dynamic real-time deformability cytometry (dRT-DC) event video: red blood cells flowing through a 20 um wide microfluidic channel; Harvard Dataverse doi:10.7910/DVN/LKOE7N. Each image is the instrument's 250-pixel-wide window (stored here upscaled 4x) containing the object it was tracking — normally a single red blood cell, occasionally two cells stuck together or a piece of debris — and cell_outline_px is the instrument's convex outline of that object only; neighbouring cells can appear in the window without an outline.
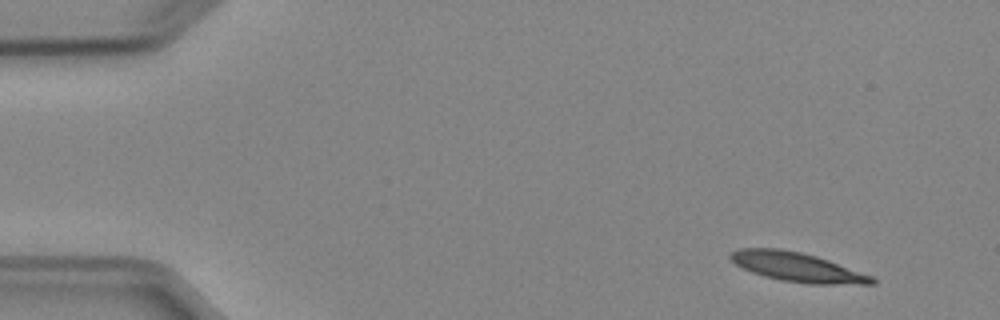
{"species": "Egyptian fruit bat (a non-hibernating species)", "species_latin": "Rousettus aegyptiacus", "temperature_condition": "cold", "stored_images_in_passage": 50, "camera_frame_rate_fps": 3000, "um_per_image_px": 0.085, "animal": {"sex": "female"}, "frame": {"image": 1, "passage_image": 1, "time_ms": 0.0, "image_size_px": [1000, 320], "cell_outline_px": [[876, 284], [808, 284], [780, 280], [764, 276], [752, 272], [736, 264], [728, 256], [736, 248], [780, 248], [800, 252], [816, 256], [828, 260], [872, 276], [876, 280]], "centroid_in_image_um": [67.75, 22.7], "position_along_channel_um": 17.3, "area_um2": 23.99}}
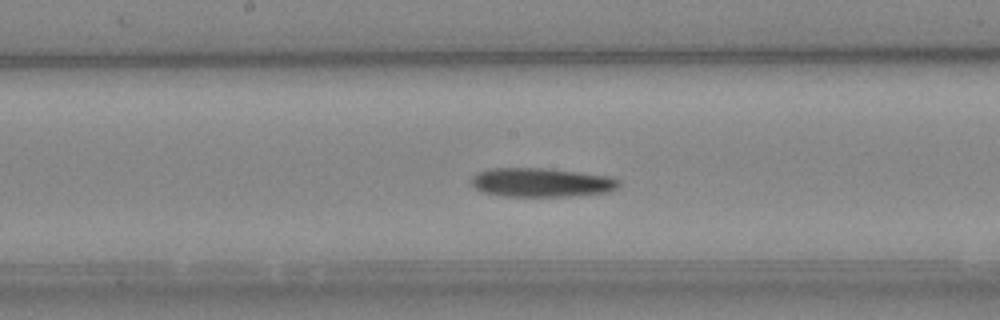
{"frame": {"image": 2, "passage_image": 24, "time_ms": 7.667, "image_size_px": [1000, 320], "cell_outline_px": [[620, 184], [616, 188], [608, 192], [568, 196], [504, 196], [484, 192], [476, 188], [472, 184], [472, 176], [476, 172], [488, 168], [548, 168], [608, 176], [620, 180]], "centroid_in_image_um": [46.0, 15.5], "position_along_channel_um": 202.2, "area_um2": 24.85}}
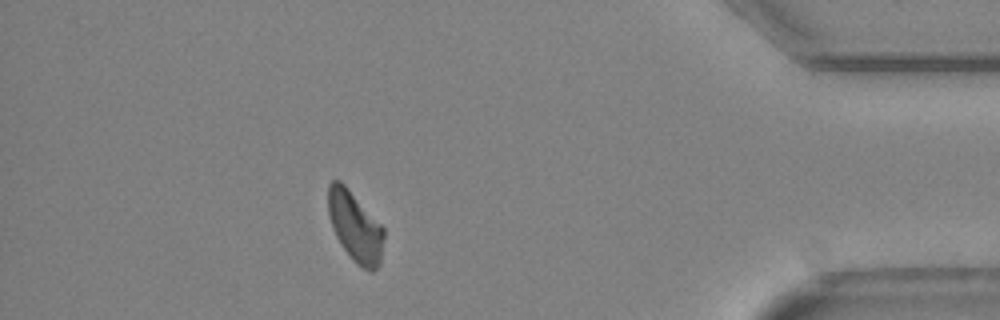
{"frame": {"image": 3, "passage_image": 43, "time_ms": 14.0, "image_size_px": [1000, 320], "cell_outline_px": [[384, 236], [380, 264], [372, 272], [364, 268], [352, 260], [336, 236], [328, 216], [328, 184], [332, 180], [340, 180], [344, 184], [384, 228]], "centroid_in_image_um": [30.18, 19.26], "position_along_channel_um": 405.0, "area_um2": 22.48}, "authors_computed_cell_mechanics": {"area_um2": 24.0159, "velocity_mm_per_s": 3.8737, "shape_relaxation_time_tau1_ms": 7.3141, "shape_relaxation_time_tau2_ms": 7.4348, "deformation_change_tau1": 0.1783, "deformation_change_tau2": 0.1745}}